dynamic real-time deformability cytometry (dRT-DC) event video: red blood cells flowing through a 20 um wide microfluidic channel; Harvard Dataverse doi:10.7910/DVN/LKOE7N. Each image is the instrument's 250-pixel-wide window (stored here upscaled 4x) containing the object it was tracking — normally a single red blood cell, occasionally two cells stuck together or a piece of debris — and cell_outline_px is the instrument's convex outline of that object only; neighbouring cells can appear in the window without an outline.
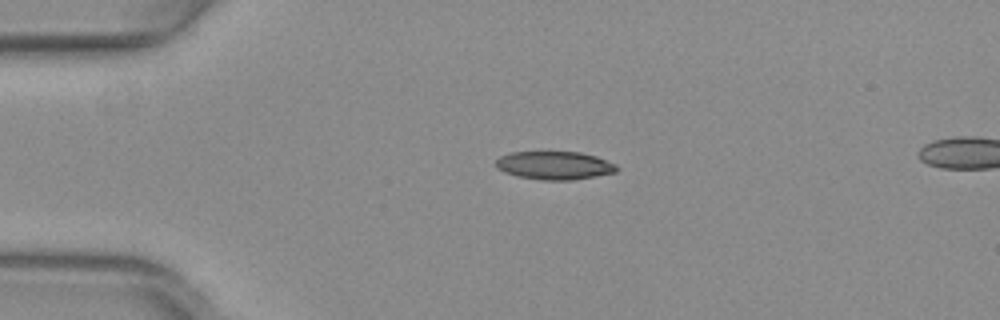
{"species": "common noctule bat (a hibernating species)", "species_latin": "Nyctalus noctula", "temperature_condition": "warm", "stored_images_in_passage": 42, "segment_of_instrument_passage": [1, 2], "camera_frame_rate_fps": 3000, "um_per_image_px": 0.085, "animal": {"sex": "female", "body_mass_g": 29.2, "forearm_length_mm": 56.3}, "frame": {"image": 1, "passage_image": 1, "time_ms": 0.0, "image_size_px": [1000, 320], "cell_outline_px": [[616, 172], [596, 176], [572, 180], [540, 180], [516, 176], [504, 172], [496, 168], [496, 160], [500, 156], [512, 152], [580, 152], [596, 156], [616, 164]], "centroid_in_image_um": [47.11, 14.06], "position_along_channel_um": 37.9, "area_um2": 19.88}}
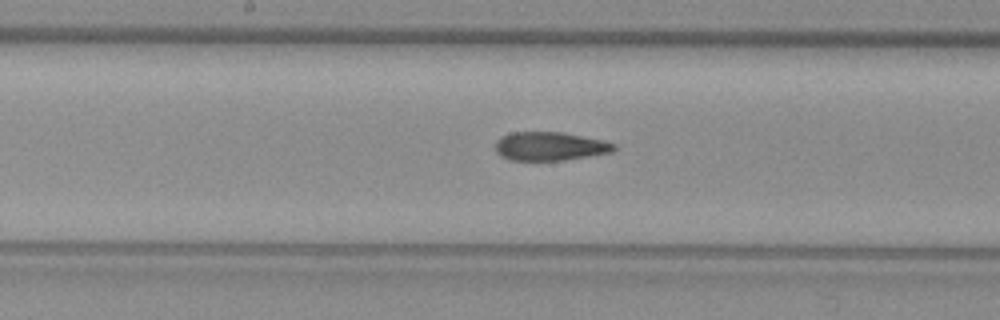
{"frame": {"image": 2, "passage_image": 16, "time_ms": 5.0, "image_size_px": [1000, 320], "cell_outline_px": [[616, 148], [612, 152], [564, 160], [512, 160], [500, 156], [496, 152], [496, 140], [500, 136], [512, 132], [564, 132], [604, 140], [616, 144]], "centroid_in_image_um": [46.74, 12.42], "position_along_channel_um": 201.5, "area_um2": 19.88}}
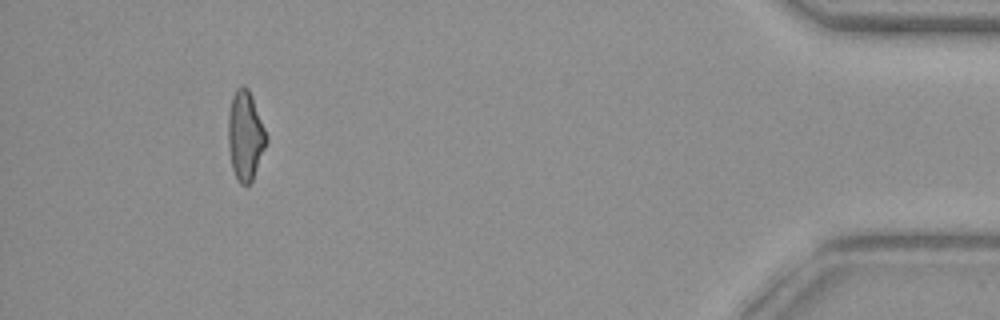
{"frame": {"image": 3, "passage_image": 37, "time_ms": 12.0, "image_size_px": [1000, 320], "cell_outline_px": [[268, 140], [252, 180], [248, 184], [240, 184], [232, 168], [228, 148], [228, 112], [232, 96], [236, 88], [240, 84], [244, 84], [248, 88], [268, 136]], "centroid_in_image_um": [20.84, 11.49], "position_along_channel_um": 414.4, "area_um2": 19.88}}